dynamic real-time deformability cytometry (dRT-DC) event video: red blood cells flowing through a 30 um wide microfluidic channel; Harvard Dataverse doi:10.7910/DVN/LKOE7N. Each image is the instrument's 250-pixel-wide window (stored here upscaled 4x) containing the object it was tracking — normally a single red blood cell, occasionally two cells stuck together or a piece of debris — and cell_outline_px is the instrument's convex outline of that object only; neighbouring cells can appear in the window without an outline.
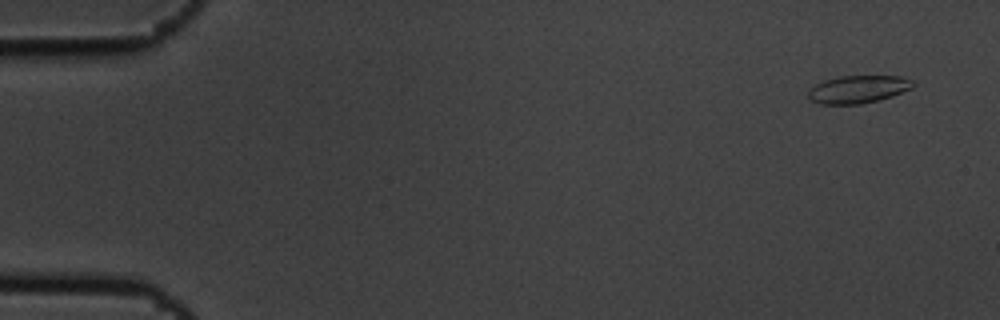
{"species": "common noctule bat (a hibernating species)", "species_latin": "Nyctalus noctula", "temperature_condition": "cold", "stored_images_in_passage": 6, "camera_frame_rate_fps": 3000, "um_per_image_px": 0.085, "animal": {"sex": "male", "body_mass_g": 19.5, "forearm_length_mm": 54.6}, "frame": {"image": 1, "passage_image": 1, "time_ms": 0.0, "image_size_px": [1000, 320], "cell_outline_px": [[916, 84], [912, 88], [892, 96], [880, 100], [860, 104], [820, 104], [812, 100], [808, 96], [808, 92], [816, 84], [824, 80], [840, 76], [900, 76], [912, 80]], "centroid_in_image_um": [72.97, 7.59], "position_along_channel_um": 12.0, "area_um2": 16.88}}
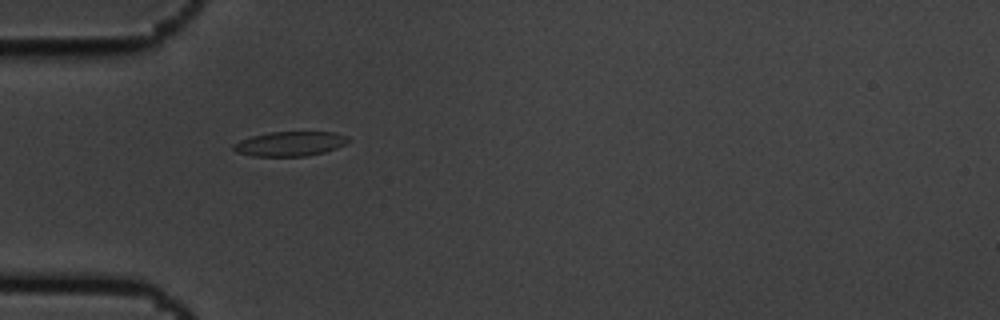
{"frame": {"image": 2, "passage_image": 5, "time_ms": 1.333, "image_size_px": [1000, 320], "cell_outline_px": [[352, 140], [336, 148], [324, 152], [304, 156], [252, 156], [236, 152], [232, 148], [232, 144], [240, 140], [252, 136], [268, 132], [336, 132], [348, 136]], "centroid_in_image_um": [24.65, 12.21], "position_along_channel_um": 60.4, "area_um2": 16.53}}
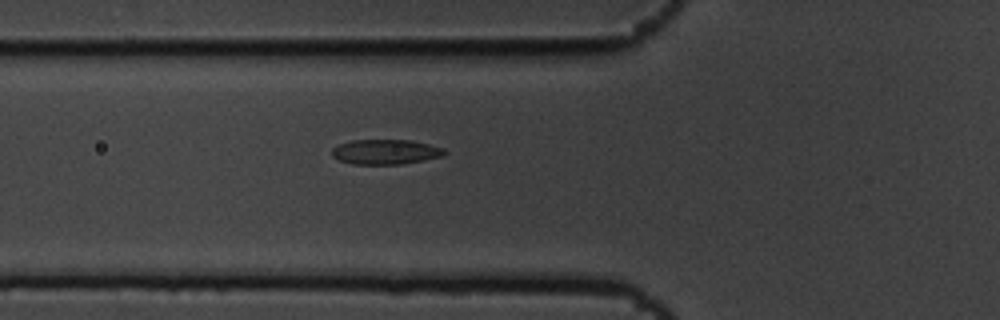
{"frame": {"image": 3, "passage_image": 6, "time_ms": 1.667, "image_size_px": [1000, 320], "cell_outline_px": [[448, 152], [444, 156], [400, 164], [352, 164], [340, 160], [332, 156], [332, 148], [340, 144], [352, 140], [408, 140], [428, 144], [444, 148]], "centroid_in_image_um": [32.78, 12.91], "position_along_channel_um": 93.0, "area_um2": 16.24}}